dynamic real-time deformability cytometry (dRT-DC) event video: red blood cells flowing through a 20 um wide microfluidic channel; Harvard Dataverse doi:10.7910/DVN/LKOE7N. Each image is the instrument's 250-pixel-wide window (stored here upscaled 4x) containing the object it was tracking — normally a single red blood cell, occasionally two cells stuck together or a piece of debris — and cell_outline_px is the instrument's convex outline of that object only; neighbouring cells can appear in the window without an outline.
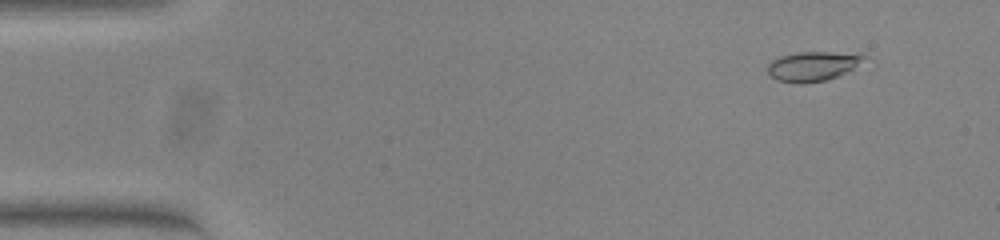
{"species": "common noctule bat (a hibernating species)", "species_latin": "Nyctalus noctula", "temperature_condition": "warm", "stored_images_in_passage": 54, "camera_frame_rate_fps": 3000, "um_per_image_px": 0.085, "animal": {"sex": "female", "body_mass_g": 23.0, "forearm_length_mm": 53.4}, "frame": {"image": 1, "passage_image": 5, "time_ms": 1.333, "image_size_px": [1000, 240], "cell_outline_px": [[868, 56], [852, 68], [828, 80], [776, 80], [768, 72], [768, 64], [772, 60], [780, 56], [800, 52], [864, 52]], "centroid_in_image_um": [69.15, 5.55], "position_along_channel_um": 15.8, "area_um2": 15.9}}
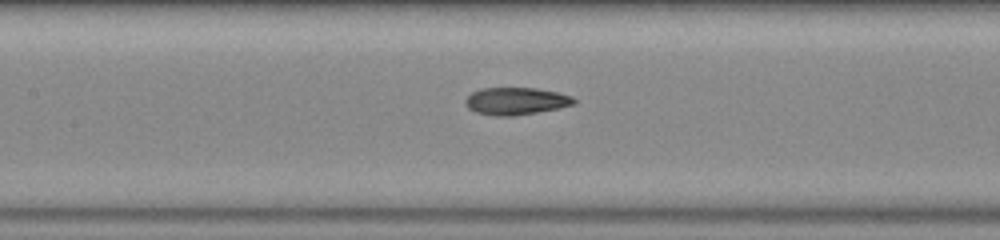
{"frame": {"image": 2, "passage_image": 25, "time_ms": 8.0, "image_size_px": [1000, 240], "cell_outline_px": [[576, 100], [572, 104], [556, 108], [536, 112], [512, 116], [496, 116], [476, 112], [468, 108], [464, 104], [464, 100], [472, 92], [480, 88], [536, 88], [560, 92], [572, 96]], "centroid_in_image_um": [43.82, 8.58], "position_along_channel_um": 163.6, "area_um2": 17.22}}
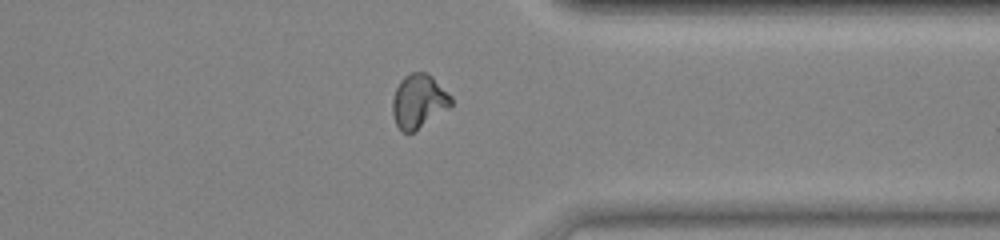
{"frame": {"image": 3, "passage_image": 42, "time_ms": 13.667, "image_size_px": [1000, 240], "cell_outline_px": [[452, 104], [448, 108], [412, 132], [404, 132], [396, 124], [392, 112], [392, 100], [396, 88], [400, 80], [404, 76], [412, 72], [428, 72], [452, 96]], "centroid_in_image_um": [35.58, 8.56], "position_along_channel_um": 375.8, "area_um2": 18.15}, "authors_computed_cell_mechanics": {"area_um2": 17.1088, "velocity_mm_per_s": 3.844, "shape_relaxation_time_tau1_ms": null, "shape_relaxation_time_tau2_ms": 2.7316, "deformation_change_tau1": null, "deformation_change_tau2": 0.0471}}